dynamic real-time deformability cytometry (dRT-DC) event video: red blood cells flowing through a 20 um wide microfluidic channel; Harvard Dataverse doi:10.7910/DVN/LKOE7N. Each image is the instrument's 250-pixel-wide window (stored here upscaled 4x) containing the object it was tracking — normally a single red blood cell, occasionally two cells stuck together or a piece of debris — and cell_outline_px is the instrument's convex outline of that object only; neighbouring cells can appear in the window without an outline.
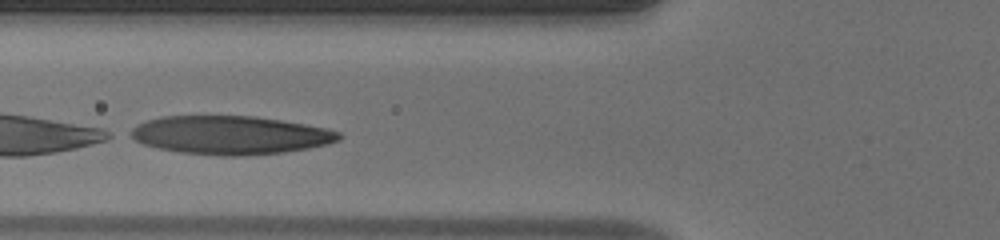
{"species": "human", "species_latin": "Homo sapiens", "temperature_condition": "warm", "stored_images_in_passage": 10, "camera_frame_rate_fps": 3000, "um_per_image_px": 0.085, "donor": {"sex": "male"}, "frame": {"image": 1, "passage_image": 5, "time_ms": 1.333, "image_size_px": [1000, 240], "cell_outline_px": [[340, 140], [328, 144], [308, 148], [284, 152], [244, 156], [220, 156], [184, 152], [160, 148], [144, 144], [128, 136], [132, 128], [136, 124], [160, 116], [256, 116], [280, 120], [324, 128], [340, 132]], "centroid_in_image_um": [19.56, 11.48], "position_along_channel_um": 106.2, "area_um2": 46.47}}